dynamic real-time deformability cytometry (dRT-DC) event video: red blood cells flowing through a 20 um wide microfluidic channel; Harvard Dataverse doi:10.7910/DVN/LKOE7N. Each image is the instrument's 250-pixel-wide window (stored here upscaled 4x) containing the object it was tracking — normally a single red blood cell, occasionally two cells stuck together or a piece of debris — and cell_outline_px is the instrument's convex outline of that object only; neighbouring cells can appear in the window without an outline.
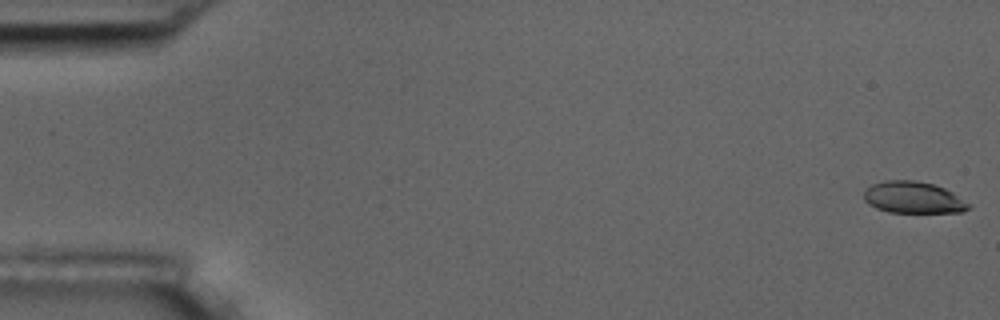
{"species": "common noctule bat (a hibernating species)", "species_latin": "Nyctalus noctula", "temperature_condition": "room temperature", "stored_images_in_passage": 57, "camera_frame_rate_fps": 3000, "um_per_image_px": 0.085, "animal": {"sex": "male", "body_mass_g": 17.5, "forearm_length_mm": 52.3}, "frame": {"image": 1, "passage_image": 1, "time_ms": 0.0, "image_size_px": [1000, 320], "cell_outline_px": [[972, 208], [964, 212], [888, 212], [876, 208], [868, 204], [864, 200], [864, 192], [872, 184], [884, 180], [916, 180], [932, 184], [944, 188], [952, 192], [972, 204]], "centroid_in_image_um": [77.66, 16.79], "position_along_channel_um": 7.3, "area_um2": 19.48}}
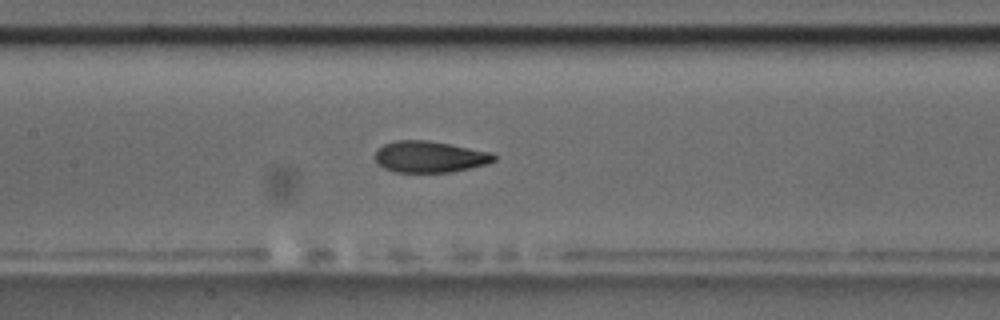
{"frame": {"image": 2, "passage_image": 27, "time_ms": 8.667, "image_size_px": [1000, 320], "cell_outline_px": [[496, 160], [488, 164], [472, 168], [452, 172], [396, 172], [384, 168], [376, 164], [376, 148], [384, 144], [396, 140], [428, 140], [492, 152], [496, 156]], "centroid_in_image_um": [36.53, 13.33], "position_along_channel_um": 170.9, "area_um2": 21.96}}
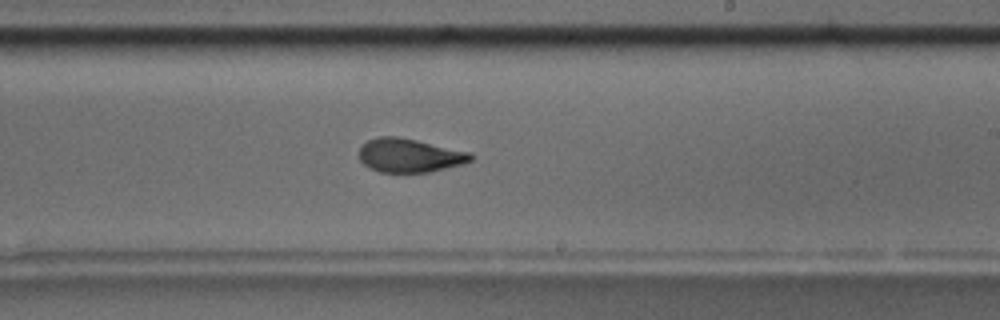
{"frame": {"image": 3, "passage_image": 34, "time_ms": 11.0, "image_size_px": [1000, 320], "cell_outline_px": [[472, 160], [464, 164], [428, 172], [380, 172], [368, 168], [360, 160], [360, 148], [368, 140], [380, 136], [396, 136], [416, 140], [472, 152]], "centroid_in_image_um": [34.83, 13.21], "position_along_channel_um": 254.2, "area_um2": 21.91}, "authors_computed_cell_mechanics": {"area_um2": 22.0796, "velocity_mm_per_s": 3.5954, "shape_relaxation_time_tau1_ms": 6.421, "shape_relaxation_time_tau2_ms": 1.5447, "deformation_change_tau1": 0.1831, "deformation_change_tau2": 0.0816}}